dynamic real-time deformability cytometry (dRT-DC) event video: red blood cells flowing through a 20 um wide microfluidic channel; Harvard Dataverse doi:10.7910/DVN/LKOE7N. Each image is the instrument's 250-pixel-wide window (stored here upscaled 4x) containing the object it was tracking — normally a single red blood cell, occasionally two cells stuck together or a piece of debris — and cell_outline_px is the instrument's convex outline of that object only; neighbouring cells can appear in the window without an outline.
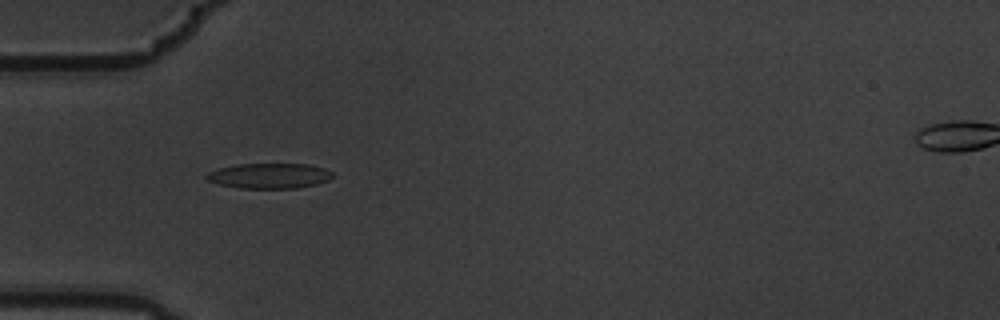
{"species": "common noctule bat (a hibernating species)", "species_latin": "Nyctalus noctula", "temperature_condition": "warm", "stored_images_in_passage": 6, "camera_frame_rate_fps": 3000, "um_per_image_px": 0.085, "animal": {"sex": "male", "body_mass_g": 19.5, "forearm_length_mm": 54.6}, "frame": {"image": 1, "passage_image": 5, "time_ms": 1.333, "image_size_px": [1000, 320], "cell_outline_px": [[336, 176], [328, 180], [316, 184], [296, 188], [240, 188], [220, 184], [208, 180], [204, 176], [208, 172], [220, 168], [236, 164], [308, 164], [324, 168], [332, 172]], "centroid_in_image_um": [22.92, 14.94], "position_along_channel_um": 62.1, "area_um2": 18.5}}
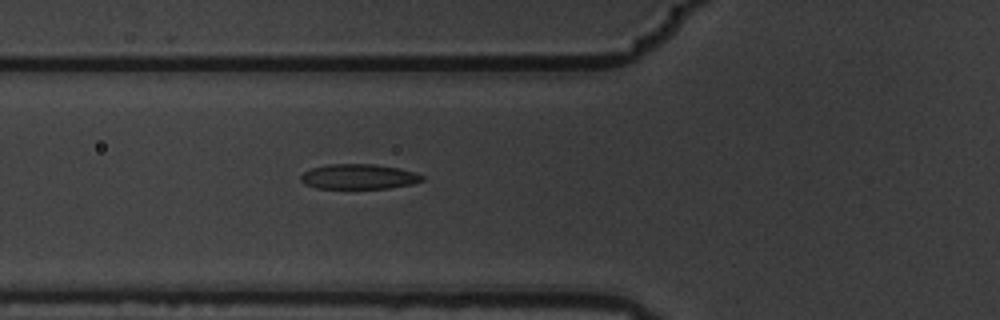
{"frame": {"image": 2, "passage_image": 6, "time_ms": 1.667, "image_size_px": [1000, 320], "cell_outline_px": [[424, 180], [412, 184], [388, 188], [316, 188], [304, 184], [300, 180], [300, 176], [304, 172], [312, 168], [328, 164], [372, 164], [400, 168], [416, 172], [424, 176]], "centroid_in_image_um": [30.5, 15.01], "position_along_channel_um": 95.3, "area_um2": 17.74}}